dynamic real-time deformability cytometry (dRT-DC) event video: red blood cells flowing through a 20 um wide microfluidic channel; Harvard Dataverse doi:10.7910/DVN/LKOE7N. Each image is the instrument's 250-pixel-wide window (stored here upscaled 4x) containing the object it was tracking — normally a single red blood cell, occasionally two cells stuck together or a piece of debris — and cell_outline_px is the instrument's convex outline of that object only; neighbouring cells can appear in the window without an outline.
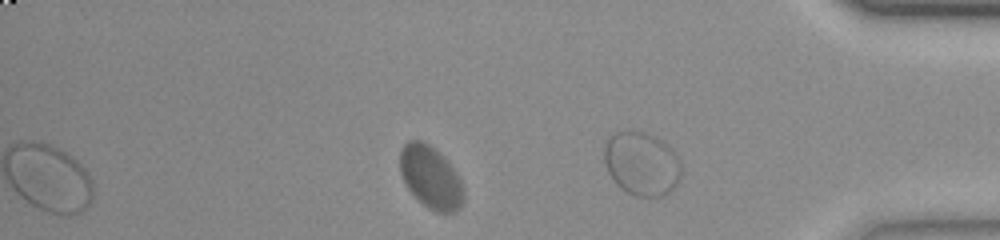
{"species": "common noctule bat (a hibernating species)", "species_latin": "Nyctalus noctula", "temperature_condition": "room temperature", "stored_images_in_passage": 45, "segment_of_instrument_passage": [2, 2], "camera_frame_rate_fps": 3000, "um_per_image_px": 0.085, "animal": {"sex": "female", "body_mass_g": 23.0, "forearm_length_mm": 53.4}, "frame": {"image": 1, "passage_image": 45, "time_ms": 14.667, "image_size_px": [1000, 240], "cell_outline_px": [[464, 200], [460, 208], [456, 212], [436, 212], [428, 208], [408, 188], [400, 172], [400, 148], [408, 140], [420, 140], [428, 144], [444, 156], [460, 180], [464, 192]], "centroid_in_image_um": [36.61, 15.06], "position_along_channel_um": 398.6, "area_um2": 22.95}}